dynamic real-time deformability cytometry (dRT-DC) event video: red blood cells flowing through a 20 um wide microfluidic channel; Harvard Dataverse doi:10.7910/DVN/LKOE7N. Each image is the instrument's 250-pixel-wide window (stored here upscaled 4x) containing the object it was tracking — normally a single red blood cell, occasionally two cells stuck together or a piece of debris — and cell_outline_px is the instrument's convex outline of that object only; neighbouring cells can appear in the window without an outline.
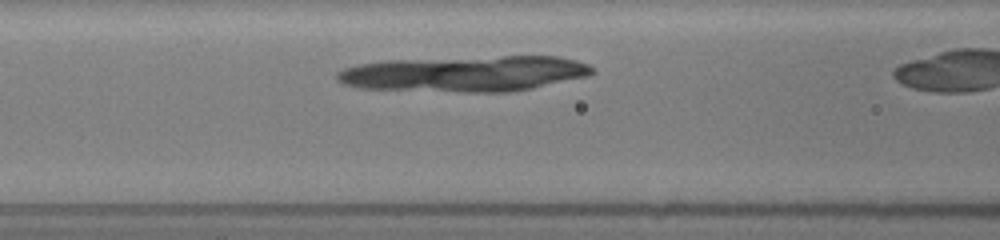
{"species": "common noctule bat (a hibernating species)", "species_latin": "Nyctalus noctula", "temperature_condition": "room temperature", "stored_images_in_passage": 10, "segment_of_instrument_passage": [2, 2], "camera_frame_rate_fps": 3000, "um_per_image_px": 0.085, "animal": {"sex": "female", "body_mass_g": 19.5, "forearm_length_mm": 54.1}, "frame": {"image": 1, "passage_image": 7, "time_ms": 2.0, "image_size_px": [1000, 240], "cell_outline_px": [[528, 84], [512, 88], [476, 88], [384, 84], [356, 80], [348, 76], [352, 72], [376, 68], [440, 64], [468, 64], [488, 68]], "centroid_in_image_um": [37.29, 6.5], "position_along_channel_um": 129.3, "area_um2": 21.85}}